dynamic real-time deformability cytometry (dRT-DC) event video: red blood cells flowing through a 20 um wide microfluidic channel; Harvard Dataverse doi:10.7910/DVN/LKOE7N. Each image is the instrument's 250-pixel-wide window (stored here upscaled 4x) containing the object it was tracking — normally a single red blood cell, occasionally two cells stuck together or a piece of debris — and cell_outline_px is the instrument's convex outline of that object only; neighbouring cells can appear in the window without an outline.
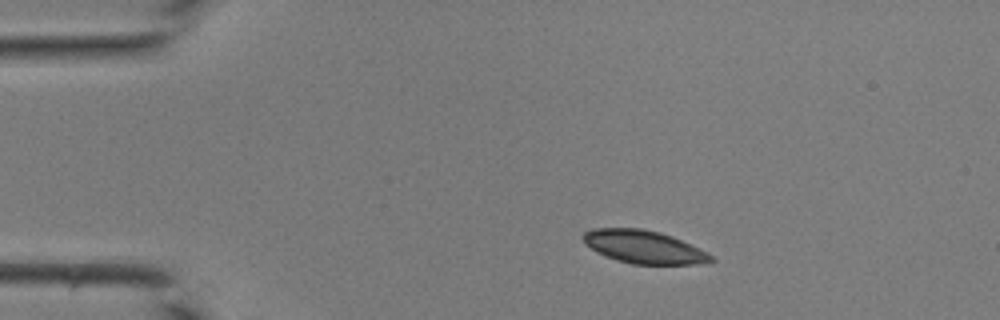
{"species": "common noctule bat (a hibernating species)", "species_latin": "Nyctalus noctula", "temperature_condition": "room temperature", "stored_images_in_passage": 35, "camera_frame_rate_fps": 3000, "um_per_image_px": 0.085, "animal": {"sex": "male", "body_mass_g": 19.0, "forearm_length_mm": 50.8}, "frame": {"image": 1, "passage_image": 1, "time_ms": 0.0, "image_size_px": [1000, 320], "cell_outline_px": [[716, 260], [692, 264], [632, 264], [616, 260], [604, 256], [596, 252], [584, 244], [580, 236], [584, 232], [592, 228], [640, 228], [660, 232], [672, 236], [712, 256]], "centroid_in_image_um": [54.6, 20.98], "position_along_channel_um": 30.4, "area_um2": 24.45}}
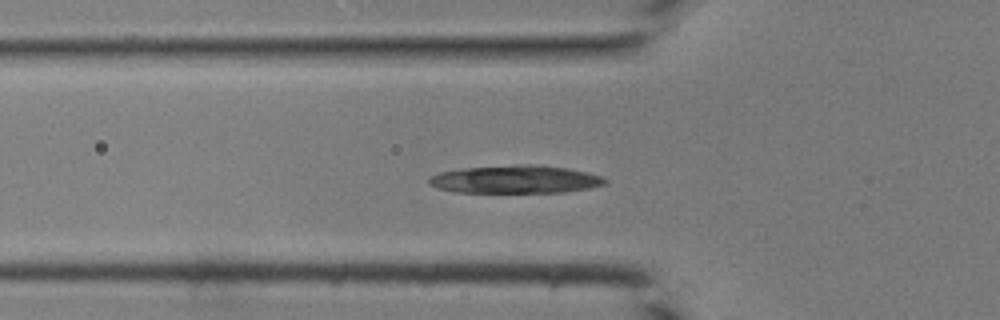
{"frame": {"image": 2, "passage_image": 8, "time_ms": 2.333, "image_size_px": [1000, 320], "cell_outline_px": [[608, 184], [588, 188], [564, 192], [456, 192], [440, 188], [428, 184], [428, 180], [432, 176], [440, 172], [464, 168], [520, 164], [532, 164], [568, 168], [588, 172], [604, 176], [608, 180]], "centroid_in_image_um": [43.89, 15.24], "position_along_channel_um": 81.9, "area_um2": 28.67}}
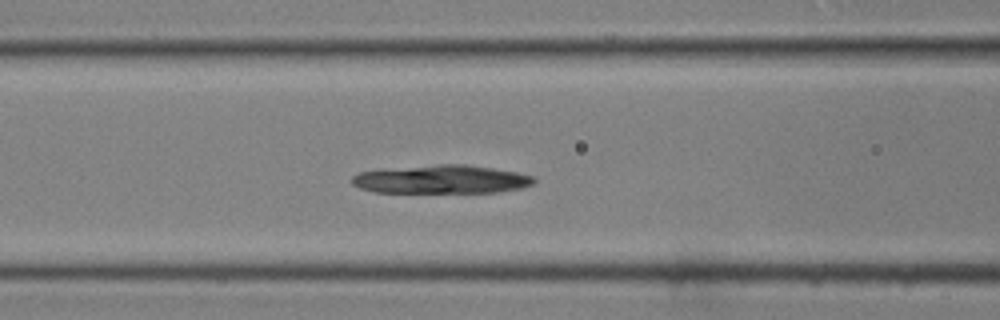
{"frame": {"image": 3, "passage_image": 11, "time_ms": 3.333, "image_size_px": [1000, 320], "cell_outline_px": [[536, 180], [532, 184], [524, 188], [500, 192], [372, 192], [360, 188], [352, 184], [352, 176], [360, 172], [440, 164], [464, 164], [492, 168], [516, 172], [532, 176]], "centroid_in_image_um": [37.57, 15.26], "position_along_channel_um": 129.0, "area_um2": 29.82}}